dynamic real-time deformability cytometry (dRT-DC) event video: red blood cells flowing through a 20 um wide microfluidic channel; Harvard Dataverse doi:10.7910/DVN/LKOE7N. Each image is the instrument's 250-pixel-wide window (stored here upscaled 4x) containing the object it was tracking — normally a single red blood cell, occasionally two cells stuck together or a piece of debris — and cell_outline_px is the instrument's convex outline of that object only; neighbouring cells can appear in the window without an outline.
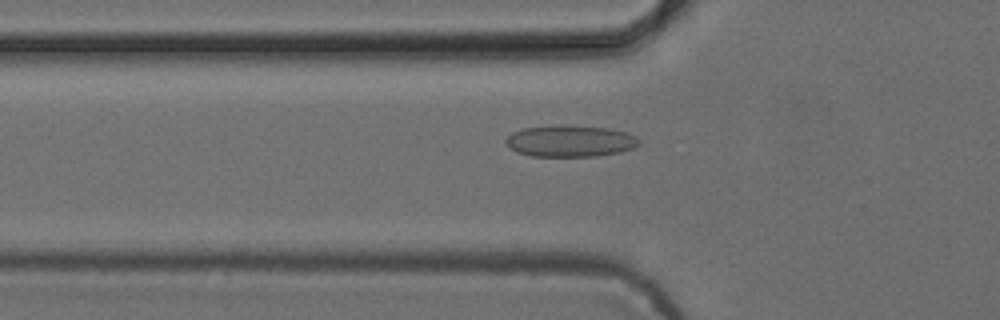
{"species": "common noctule bat (a hibernating species)", "species_latin": "Nyctalus noctula", "temperature_condition": "cold", "stored_images_in_passage": 49, "camera_frame_rate_fps": 3000, "um_per_image_px": 0.085, "animal": {"sex": "female", "body_mass_g": 24.6, "forearm_length_mm": 56.2}, "frame": {"image": 1, "passage_image": 18, "time_ms": 5.667, "image_size_px": [1000, 320], "cell_outline_px": [[640, 144], [632, 148], [620, 152], [596, 156], [532, 156], [516, 152], [504, 140], [512, 132], [524, 128], [608, 128], [628, 132], [636, 136], [640, 140]], "centroid_in_image_um": [48.52, 12.04], "position_along_channel_um": 77.3, "area_um2": 23.41}}
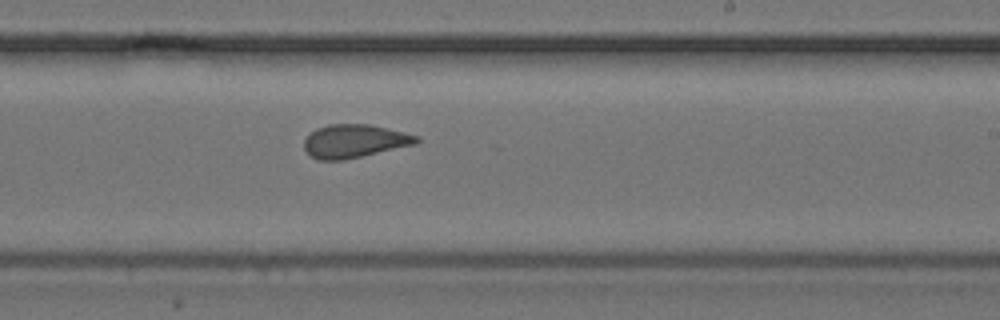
{"frame": {"image": 2, "passage_image": 32, "time_ms": 10.333, "image_size_px": [1000, 320], "cell_outline_px": [[420, 140], [416, 144], [344, 160], [316, 160], [304, 148], [304, 140], [316, 128], [328, 124], [372, 124], [420, 136]], "centroid_in_image_um": [30.15, 11.98], "position_along_channel_um": 258.9, "area_um2": 21.85}}
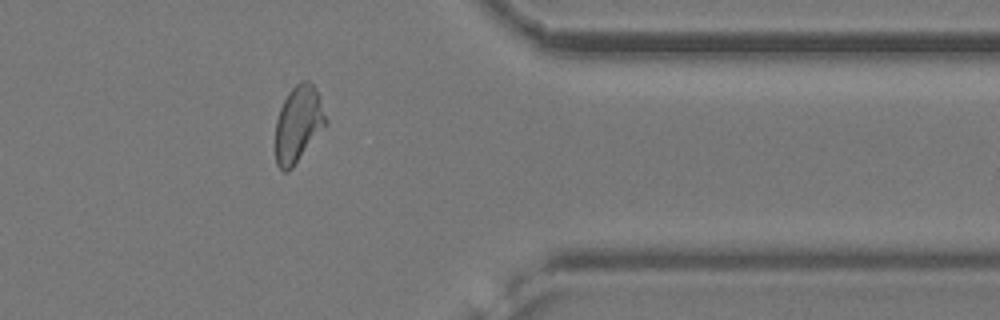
{"frame": {"image": 3, "passage_image": 43, "time_ms": 14.0, "image_size_px": [1000, 320], "cell_outline_px": [[328, 124], [292, 168], [288, 172], [284, 172], [276, 164], [276, 120], [280, 108], [288, 92], [300, 80], [308, 80], [312, 84], [320, 96], [328, 120]], "centroid_in_image_um": [25.38, 10.53], "position_along_channel_um": 386.0, "area_um2": 22.6}}